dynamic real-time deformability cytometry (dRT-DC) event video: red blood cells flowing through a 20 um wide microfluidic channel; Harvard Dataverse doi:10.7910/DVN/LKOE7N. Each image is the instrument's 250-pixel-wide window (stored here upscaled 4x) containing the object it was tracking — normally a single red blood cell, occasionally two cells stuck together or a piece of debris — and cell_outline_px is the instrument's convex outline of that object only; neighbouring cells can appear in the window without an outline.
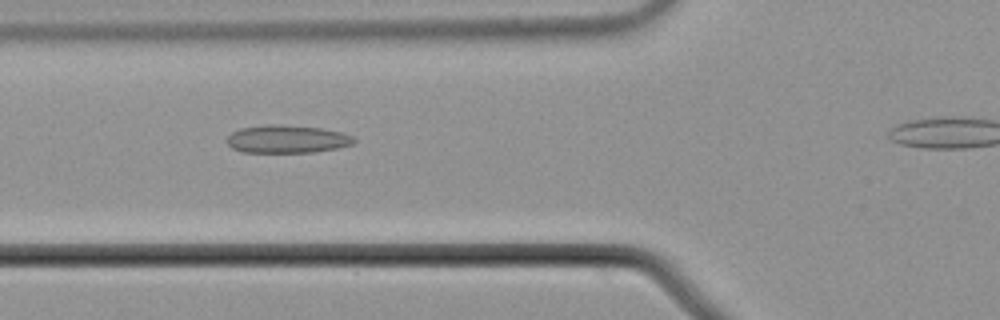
{"species": "common noctule bat (a hibernating species)", "species_latin": "Nyctalus noctula", "temperature_condition": "cold", "stored_images_in_passage": 41, "camera_frame_rate_fps": 3000, "um_per_image_px": 0.085, "animal": {"sex": "male", "body_mass_g": 21.5, "forearm_length_mm": 52.0}, "frame": {"image": 1, "passage_image": 14, "time_ms": 4.333, "image_size_px": [1000, 320], "cell_outline_px": [[356, 140], [352, 144], [336, 148], [312, 152], [240, 152], [232, 148], [228, 144], [228, 136], [232, 132], [240, 128], [264, 124], [280, 124], [320, 128], [340, 132], [352, 136]], "centroid_in_image_um": [24.36, 11.81], "position_along_channel_um": 101.4, "area_um2": 20.58}}
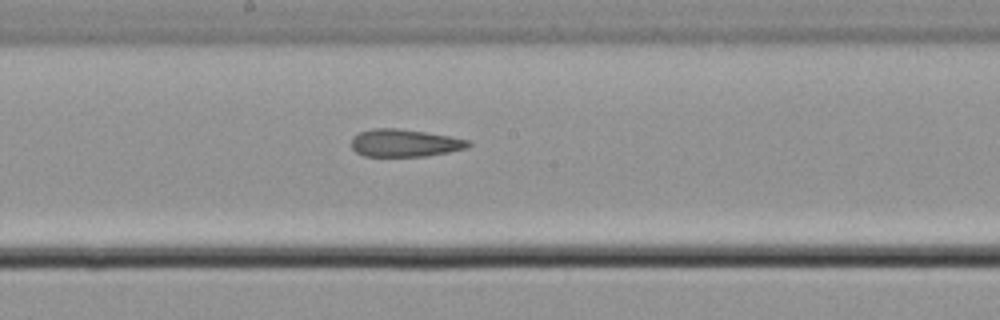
{"frame": {"image": 2, "passage_image": 23, "time_ms": 7.333, "image_size_px": [1000, 320], "cell_outline_px": [[472, 144], [464, 148], [448, 152], [424, 156], [364, 156], [356, 152], [352, 148], [352, 136], [360, 132], [372, 128], [400, 128], [448, 136], [468, 140]], "centroid_in_image_um": [34.34, 12.15], "position_along_channel_um": 213.9, "area_um2": 18.61}}
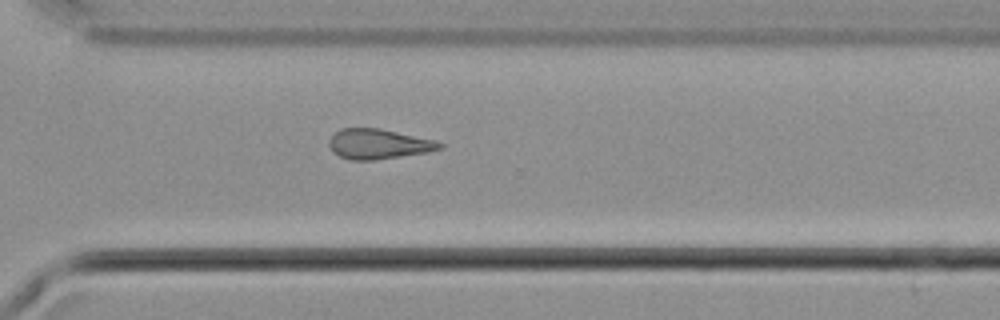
{"frame": {"image": 3, "passage_image": 33, "time_ms": 10.667, "image_size_px": [1000, 320], "cell_outline_px": [[444, 144], [440, 148], [428, 152], [372, 160], [348, 160], [332, 152], [328, 144], [328, 140], [340, 128], [380, 128], [436, 140]], "centroid_in_image_um": [32.14, 12.23], "position_along_channel_um": 338.5, "area_um2": 19.36}}